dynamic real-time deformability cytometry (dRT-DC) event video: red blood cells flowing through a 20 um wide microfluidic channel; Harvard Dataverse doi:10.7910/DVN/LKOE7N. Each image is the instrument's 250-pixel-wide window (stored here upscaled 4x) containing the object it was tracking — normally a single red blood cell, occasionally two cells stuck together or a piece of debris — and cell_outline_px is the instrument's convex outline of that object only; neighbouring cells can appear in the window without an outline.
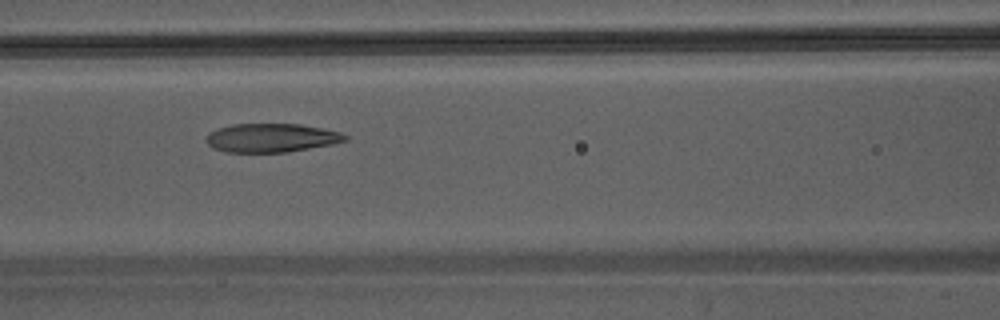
{"species": "Egyptian fruit bat (a non-hibernating species)", "species_latin": "Rousettus aegyptiacus", "temperature_condition": "warm", "stored_images_in_passage": 28, "camera_frame_rate_fps": 3000, "um_per_image_px": 0.085, "animal": {"sex": "male"}, "frame": {"image": 1, "passage_image": 8, "time_ms": 2.333, "image_size_px": [1000, 320], "cell_outline_px": [[348, 140], [332, 144], [288, 152], [224, 152], [212, 148], [208, 144], [208, 132], [232, 124], [300, 124], [324, 128], [340, 132], [348, 136]], "centroid_in_image_um": [23.09, 11.72], "position_along_channel_um": 143.5, "area_um2": 23.24}}
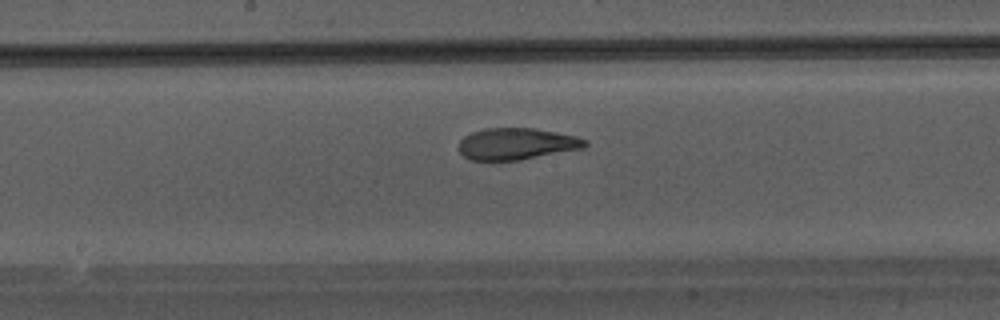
{"frame": {"image": 2, "passage_image": 12, "time_ms": 3.667, "image_size_px": [1000, 320], "cell_outline_px": [[588, 144], [580, 148], [520, 160], [468, 160], [460, 152], [460, 140], [464, 136], [472, 132], [484, 128], [532, 128], [556, 132], [576, 136], [588, 140]], "centroid_in_image_um": [43.88, 12.22], "position_along_channel_um": 204.3, "area_um2": 23.06}}
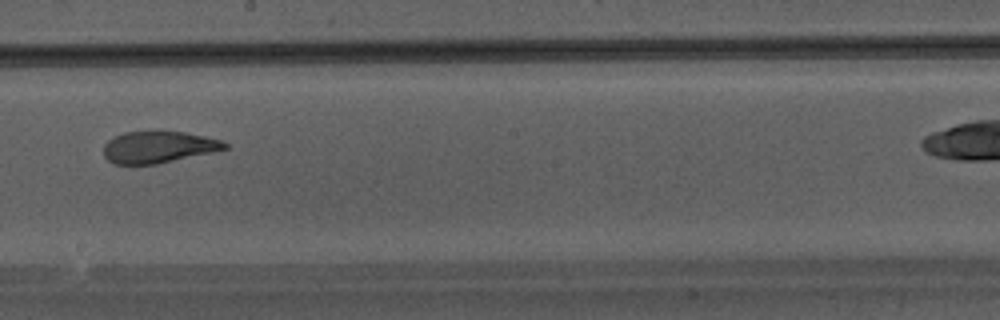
{"frame": {"image": 3, "passage_image": 14, "time_ms": 4.333, "image_size_px": [1000, 320], "cell_outline_px": [[228, 148], [216, 152], [156, 164], [112, 164], [104, 156], [104, 144], [108, 140], [124, 132], [184, 132], [204, 136], [220, 140], [228, 144]], "centroid_in_image_um": [13.48, 12.52], "position_along_channel_um": 234.7, "area_um2": 22.31}}